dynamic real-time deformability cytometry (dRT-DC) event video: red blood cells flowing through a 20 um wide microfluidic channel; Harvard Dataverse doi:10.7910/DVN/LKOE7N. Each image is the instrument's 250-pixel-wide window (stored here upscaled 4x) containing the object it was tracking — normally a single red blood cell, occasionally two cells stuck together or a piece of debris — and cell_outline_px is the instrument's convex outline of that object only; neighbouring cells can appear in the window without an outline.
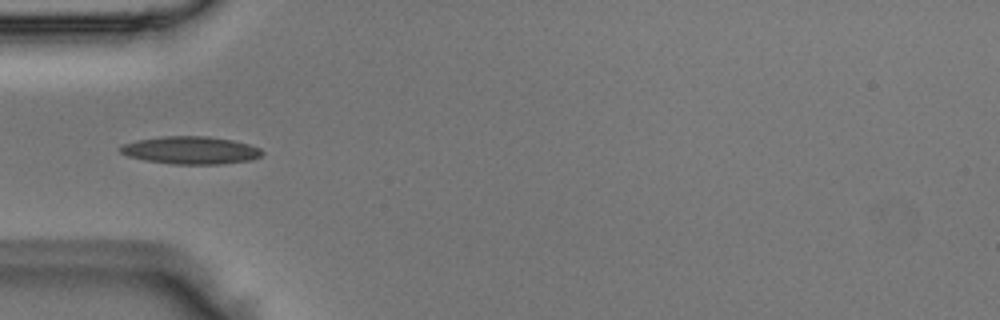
{"species": "Egyptian fruit bat (a non-hibernating species)", "species_latin": "Rousettus aegyptiacus", "temperature_condition": "room temperature", "stored_images_in_passage": 38, "camera_frame_rate_fps": 3000, "um_per_image_px": 0.085, "animal": {"sex": "male"}, "frame": {"image": 1, "passage_image": 4, "time_ms": 1.0, "image_size_px": [1000, 320], "cell_outline_px": [[264, 152], [260, 156], [252, 160], [224, 164], [172, 164], [144, 160], [128, 156], [120, 152], [120, 148], [124, 144], [136, 140], [164, 136], [208, 136], [232, 140], [248, 144], [260, 148]], "centroid_in_image_um": [16.23, 12.77], "position_along_channel_um": 68.8, "area_um2": 22.89}}
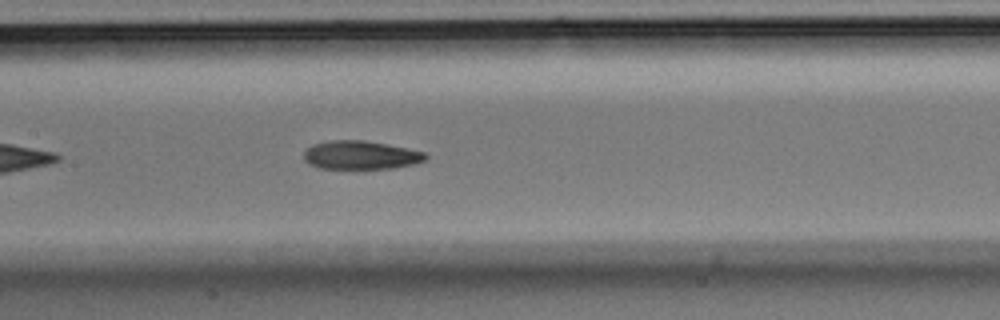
{"frame": {"image": 2, "passage_image": 12, "time_ms": 3.667, "image_size_px": [1000, 320], "cell_outline_px": [[428, 160], [416, 164], [392, 168], [320, 168], [308, 164], [304, 160], [304, 152], [312, 144], [332, 140], [364, 140], [388, 144], [408, 148], [424, 152], [428, 156]], "centroid_in_image_um": [30.69, 13.18], "position_along_channel_um": 176.7, "area_um2": 20.35}}
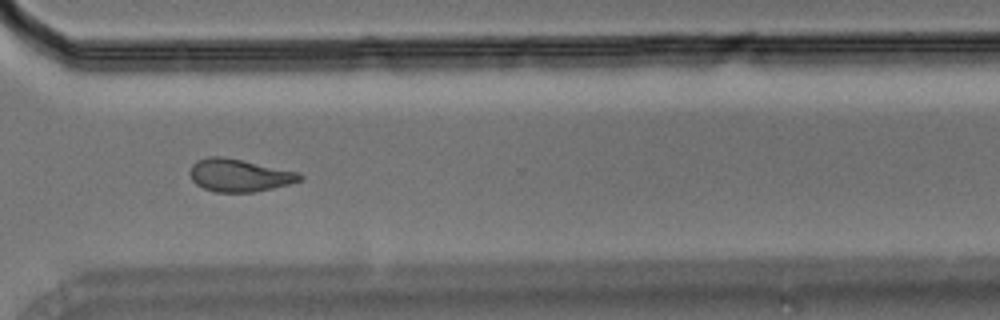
{"frame": {"image": 3, "passage_image": 25, "time_ms": 8.0, "image_size_px": [1000, 320], "cell_outline_px": [[304, 180], [272, 188], [252, 192], [216, 192], [204, 188], [196, 184], [192, 180], [188, 172], [192, 164], [196, 160], [208, 156], [224, 156], [296, 172], [304, 176]], "centroid_in_image_um": [20.29, 14.89], "position_along_channel_um": 350.3, "area_um2": 20.87}}